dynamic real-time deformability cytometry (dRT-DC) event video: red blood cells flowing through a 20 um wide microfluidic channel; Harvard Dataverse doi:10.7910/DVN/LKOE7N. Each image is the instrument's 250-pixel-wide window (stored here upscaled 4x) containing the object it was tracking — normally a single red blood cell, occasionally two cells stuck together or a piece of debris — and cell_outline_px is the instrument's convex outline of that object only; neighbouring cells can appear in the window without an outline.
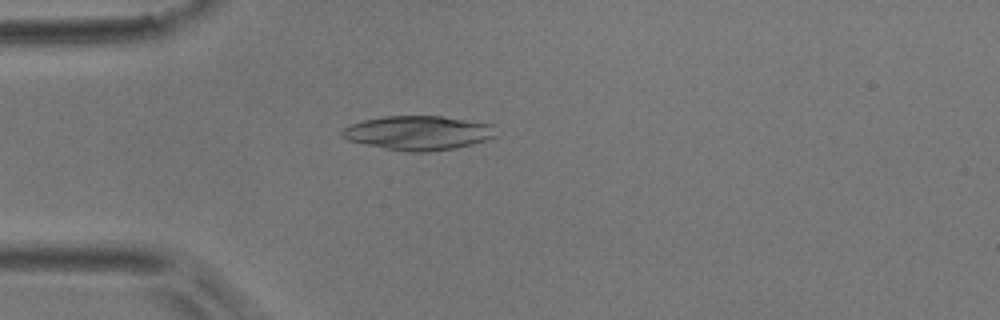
{"species": "common noctule bat (a hibernating species)", "species_latin": "Nyctalus noctula", "temperature_condition": "room temperature", "stored_images_in_passage": 18, "camera_frame_rate_fps": 3000, "um_per_image_px": 0.085, "animal": {"sex": "male", "body_mass_g": 17.9}, "frame": {"image": 1, "passage_image": 1, "time_ms": 0.0, "image_size_px": [1000, 320], "cell_outline_px": [[496, 136], [472, 144], [456, 148], [428, 152], [408, 152], [384, 148], [348, 140], [340, 136], [340, 132], [344, 128], [352, 124], [364, 120], [384, 116], [440, 116], [492, 124]], "centroid_in_image_um": [35.53, 11.3], "position_along_channel_um": 49.5, "area_um2": 30.46}}
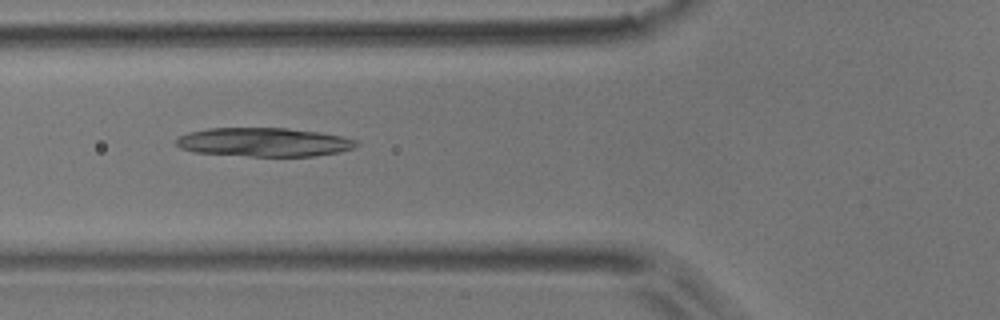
{"frame": {"image": 2, "passage_image": 6, "time_ms": 1.667, "image_size_px": [1000, 320], "cell_outline_px": [[360, 144], [352, 148], [340, 152], [316, 156], [248, 156], [192, 152], [180, 148], [176, 144], [176, 140], [180, 136], [188, 132], [208, 128], [288, 128], [320, 132], [340, 136], [356, 140]], "centroid_in_image_um": [22.43, 12.08], "position_along_channel_um": 103.4, "area_um2": 30.35}}
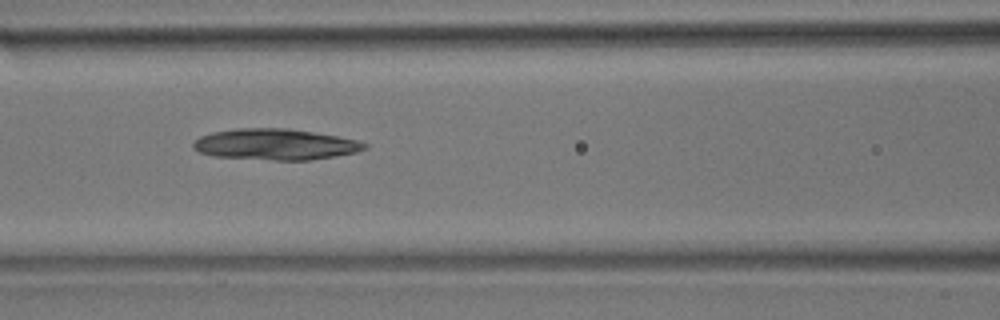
{"frame": {"image": 3, "passage_image": 9, "time_ms": 2.667, "image_size_px": [1000, 320], "cell_outline_px": [[368, 148], [356, 152], [336, 156], [312, 160], [272, 160], [212, 156], [200, 152], [192, 148], [192, 144], [200, 136], [212, 132], [236, 128], [288, 128], [360, 140], [368, 144]], "centroid_in_image_um": [23.41, 12.27], "position_along_channel_um": 143.2, "area_um2": 31.15}}